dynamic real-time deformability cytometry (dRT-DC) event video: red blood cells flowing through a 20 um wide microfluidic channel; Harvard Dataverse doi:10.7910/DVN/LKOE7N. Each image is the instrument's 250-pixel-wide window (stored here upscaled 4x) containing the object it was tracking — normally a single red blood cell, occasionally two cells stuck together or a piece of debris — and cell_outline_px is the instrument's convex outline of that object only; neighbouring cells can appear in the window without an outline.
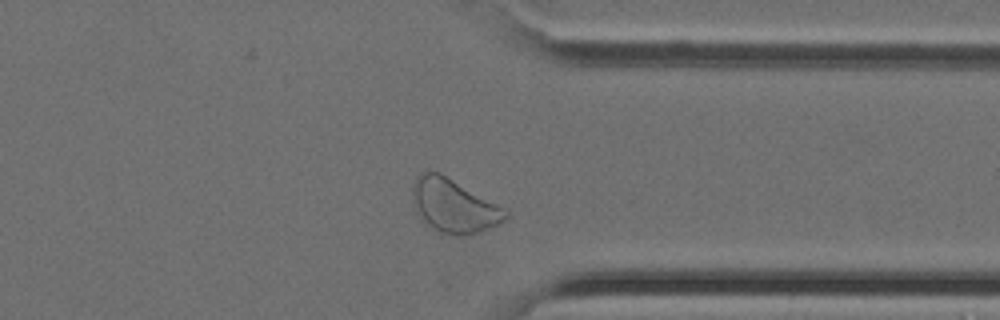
{"species": "Egyptian fruit bat (a non-hibernating species)", "species_latin": "Rousettus aegyptiacus", "temperature_condition": "cold", "stored_images_in_passage": 33, "camera_frame_rate_fps": 3000, "um_per_image_px": 0.085, "animal": {"sex": "female"}, "frame": {"image": 1, "passage_image": 24, "time_ms": 7.667, "image_size_px": [1000, 320], "cell_outline_px": [[508, 216], [504, 220], [488, 228], [464, 236], [456, 236], [440, 232], [432, 228], [424, 220], [416, 204], [412, 188], [416, 176], [424, 172], [440, 172], [504, 208], [508, 212]], "centroid_in_image_um": [38.6, 17.49], "position_along_channel_um": 372.8, "area_um2": 28.15}}